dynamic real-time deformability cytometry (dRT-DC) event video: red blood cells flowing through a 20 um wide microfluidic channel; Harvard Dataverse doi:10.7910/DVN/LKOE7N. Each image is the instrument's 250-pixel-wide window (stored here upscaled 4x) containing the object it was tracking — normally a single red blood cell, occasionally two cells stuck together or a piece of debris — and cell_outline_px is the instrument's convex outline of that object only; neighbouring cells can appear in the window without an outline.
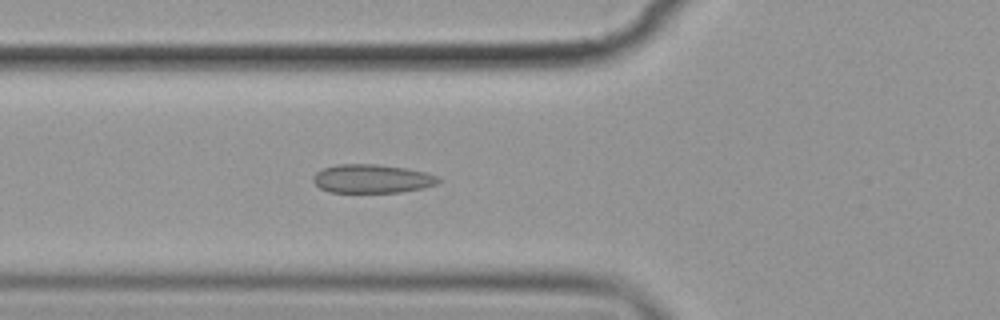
{"species": "common noctule bat (a hibernating species)", "species_latin": "Nyctalus noctula", "temperature_condition": "cold", "stored_images_in_passage": 5, "camera_frame_rate_fps": 3000, "um_per_image_px": 0.085, "animal": {"sex": "female", "body_mass_g": 19.9}, "frame": {"image": 1, "passage_image": 5, "time_ms": 5.333, "image_size_px": [1000, 320], "cell_outline_px": [[440, 180], [436, 184], [424, 188], [400, 192], [328, 192], [320, 188], [312, 180], [312, 176], [316, 172], [324, 168], [336, 164], [376, 164], [408, 168], [424, 172], [436, 176]], "centroid_in_image_um": [31.59, 15.19], "position_along_channel_um": 94.2, "area_um2": 20.92}}